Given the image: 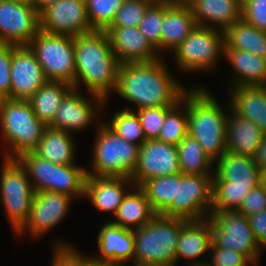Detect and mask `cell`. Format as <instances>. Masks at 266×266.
Segmentation results:
<instances>
[{"instance_id": "1", "label": "cell", "mask_w": 266, "mask_h": 266, "mask_svg": "<svg viewBox=\"0 0 266 266\" xmlns=\"http://www.w3.org/2000/svg\"><path fill=\"white\" fill-rule=\"evenodd\" d=\"M168 69L162 57L151 62L120 64L114 92L136 105L135 110L174 107L188 89Z\"/></svg>"}, {"instance_id": "2", "label": "cell", "mask_w": 266, "mask_h": 266, "mask_svg": "<svg viewBox=\"0 0 266 266\" xmlns=\"http://www.w3.org/2000/svg\"><path fill=\"white\" fill-rule=\"evenodd\" d=\"M74 55L76 76L73 88L81 89L83 84L90 95H97L108 101L110 94L115 91L120 67L108 33L93 30L75 36Z\"/></svg>"}, {"instance_id": "3", "label": "cell", "mask_w": 266, "mask_h": 266, "mask_svg": "<svg viewBox=\"0 0 266 266\" xmlns=\"http://www.w3.org/2000/svg\"><path fill=\"white\" fill-rule=\"evenodd\" d=\"M228 114L208 89L198 86L187 90L188 134L214 162L226 152Z\"/></svg>"}, {"instance_id": "4", "label": "cell", "mask_w": 266, "mask_h": 266, "mask_svg": "<svg viewBox=\"0 0 266 266\" xmlns=\"http://www.w3.org/2000/svg\"><path fill=\"white\" fill-rule=\"evenodd\" d=\"M186 221L157 214L148 224L133 230V266H177V241Z\"/></svg>"}, {"instance_id": "5", "label": "cell", "mask_w": 266, "mask_h": 266, "mask_svg": "<svg viewBox=\"0 0 266 266\" xmlns=\"http://www.w3.org/2000/svg\"><path fill=\"white\" fill-rule=\"evenodd\" d=\"M48 126L40 121L28 100L0 99V130L6 143L4 159L33 152Z\"/></svg>"}, {"instance_id": "6", "label": "cell", "mask_w": 266, "mask_h": 266, "mask_svg": "<svg viewBox=\"0 0 266 266\" xmlns=\"http://www.w3.org/2000/svg\"><path fill=\"white\" fill-rule=\"evenodd\" d=\"M96 125L92 167L86 170L87 175L131 178L138 162L140 146L121 138L104 121Z\"/></svg>"}, {"instance_id": "7", "label": "cell", "mask_w": 266, "mask_h": 266, "mask_svg": "<svg viewBox=\"0 0 266 266\" xmlns=\"http://www.w3.org/2000/svg\"><path fill=\"white\" fill-rule=\"evenodd\" d=\"M224 32L213 27L196 25L190 34L172 52L180 71L195 72L216 69L224 56ZM203 70V71H202Z\"/></svg>"}, {"instance_id": "8", "label": "cell", "mask_w": 266, "mask_h": 266, "mask_svg": "<svg viewBox=\"0 0 266 266\" xmlns=\"http://www.w3.org/2000/svg\"><path fill=\"white\" fill-rule=\"evenodd\" d=\"M27 46L35 54L48 81H62L74 85V37L40 30Z\"/></svg>"}, {"instance_id": "9", "label": "cell", "mask_w": 266, "mask_h": 266, "mask_svg": "<svg viewBox=\"0 0 266 266\" xmlns=\"http://www.w3.org/2000/svg\"><path fill=\"white\" fill-rule=\"evenodd\" d=\"M2 165L0 202L16 235L29 219L35 191L25 168L17 159L3 158Z\"/></svg>"}, {"instance_id": "10", "label": "cell", "mask_w": 266, "mask_h": 266, "mask_svg": "<svg viewBox=\"0 0 266 266\" xmlns=\"http://www.w3.org/2000/svg\"><path fill=\"white\" fill-rule=\"evenodd\" d=\"M209 218L212 242L216 246L233 249L245 255L254 266L258 265L262 250L245 215L238 210L217 209L209 214Z\"/></svg>"}, {"instance_id": "11", "label": "cell", "mask_w": 266, "mask_h": 266, "mask_svg": "<svg viewBox=\"0 0 266 266\" xmlns=\"http://www.w3.org/2000/svg\"><path fill=\"white\" fill-rule=\"evenodd\" d=\"M213 174H177L176 200L161 214L185 220H203L212 207Z\"/></svg>"}, {"instance_id": "12", "label": "cell", "mask_w": 266, "mask_h": 266, "mask_svg": "<svg viewBox=\"0 0 266 266\" xmlns=\"http://www.w3.org/2000/svg\"><path fill=\"white\" fill-rule=\"evenodd\" d=\"M40 30V13L29 1L0 0V44L27 46Z\"/></svg>"}, {"instance_id": "13", "label": "cell", "mask_w": 266, "mask_h": 266, "mask_svg": "<svg viewBox=\"0 0 266 266\" xmlns=\"http://www.w3.org/2000/svg\"><path fill=\"white\" fill-rule=\"evenodd\" d=\"M89 99L80 94L79 89L72 88L61 101L49 127L72 134L89 127L90 123L102 122L97 113H100L99 109L102 107L105 109L107 101L97 95H92V100Z\"/></svg>"}, {"instance_id": "14", "label": "cell", "mask_w": 266, "mask_h": 266, "mask_svg": "<svg viewBox=\"0 0 266 266\" xmlns=\"http://www.w3.org/2000/svg\"><path fill=\"white\" fill-rule=\"evenodd\" d=\"M181 173L177 146L158 139L146 140L139 150L138 162L132 174L134 186L157 177Z\"/></svg>"}, {"instance_id": "15", "label": "cell", "mask_w": 266, "mask_h": 266, "mask_svg": "<svg viewBox=\"0 0 266 266\" xmlns=\"http://www.w3.org/2000/svg\"><path fill=\"white\" fill-rule=\"evenodd\" d=\"M72 198L63 193L51 191L35 192L29 219L16 233L17 236L27 233L34 239L41 238L64 219L70 210Z\"/></svg>"}, {"instance_id": "16", "label": "cell", "mask_w": 266, "mask_h": 266, "mask_svg": "<svg viewBox=\"0 0 266 266\" xmlns=\"http://www.w3.org/2000/svg\"><path fill=\"white\" fill-rule=\"evenodd\" d=\"M40 28L51 34L78 36L90 33L85 0H58L40 13Z\"/></svg>"}, {"instance_id": "17", "label": "cell", "mask_w": 266, "mask_h": 266, "mask_svg": "<svg viewBox=\"0 0 266 266\" xmlns=\"http://www.w3.org/2000/svg\"><path fill=\"white\" fill-rule=\"evenodd\" d=\"M10 78L11 100H29L48 81L28 46H17L13 50Z\"/></svg>"}, {"instance_id": "18", "label": "cell", "mask_w": 266, "mask_h": 266, "mask_svg": "<svg viewBox=\"0 0 266 266\" xmlns=\"http://www.w3.org/2000/svg\"><path fill=\"white\" fill-rule=\"evenodd\" d=\"M97 246L99 254L90 256L92 263L128 266L127 261H131L133 266L135 252L133 230L107 222L98 232Z\"/></svg>"}, {"instance_id": "19", "label": "cell", "mask_w": 266, "mask_h": 266, "mask_svg": "<svg viewBox=\"0 0 266 266\" xmlns=\"http://www.w3.org/2000/svg\"><path fill=\"white\" fill-rule=\"evenodd\" d=\"M105 31L120 64L151 62L162 57L137 27H108Z\"/></svg>"}, {"instance_id": "20", "label": "cell", "mask_w": 266, "mask_h": 266, "mask_svg": "<svg viewBox=\"0 0 266 266\" xmlns=\"http://www.w3.org/2000/svg\"><path fill=\"white\" fill-rule=\"evenodd\" d=\"M134 183L128 177H95L86 176L84 197L100 212L116 214L119 205L128 192L126 187Z\"/></svg>"}, {"instance_id": "21", "label": "cell", "mask_w": 266, "mask_h": 266, "mask_svg": "<svg viewBox=\"0 0 266 266\" xmlns=\"http://www.w3.org/2000/svg\"><path fill=\"white\" fill-rule=\"evenodd\" d=\"M212 180H224L228 187L255 188L259 185L260 171L254 157L225 152L214 162Z\"/></svg>"}, {"instance_id": "22", "label": "cell", "mask_w": 266, "mask_h": 266, "mask_svg": "<svg viewBox=\"0 0 266 266\" xmlns=\"http://www.w3.org/2000/svg\"><path fill=\"white\" fill-rule=\"evenodd\" d=\"M212 243V229L210 218L203 220H187L181 228L177 241L176 259L183 257L188 264H197L207 261L199 256L210 251Z\"/></svg>"}, {"instance_id": "23", "label": "cell", "mask_w": 266, "mask_h": 266, "mask_svg": "<svg viewBox=\"0 0 266 266\" xmlns=\"http://www.w3.org/2000/svg\"><path fill=\"white\" fill-rule=\"evenodd\" d=\"M190 10L196 25L219 26L218 29L222 31L242 19V4L239 0H196Z\"/></svg>"}, {"instance_id": "24", "label": "cell", "mask_w": 266, "mask_h": 266, "mask_svg": "<svg viewBox=\"0 0 266 266\" xmlns=\"http://www.w3.org/2000/svg\"><path fill=\"white\" fill-rule=\"evenodd\" d=\"M230 90L231 110L254 122L266 134V86H238Z\"/></svg>"}, {"instance_id": "25", "label": "cell", "mask_w": 266, "mask_h": 266, "mask_svg": "<svg viewBox=\"0 0 266 266\" xmlns=\"http://www.w3.org/2000/svg\"><path fill=\"white\" fill-rule=\"evenodd\" d=\"M226 123V151L254 157L264 137L262 130L252 121L236 115L230 108Z\"/></svg>"}, {"instance_id": "26", "label": "cell", "mask_w": 266, "mask_h": 266, "mask_svg": "<svg viewBox=\"0 0 266 266\" xmlns=\"http://www.w3.org/2000/svg\"><path fill=\"white\" fill-rule=\"evenodd\" d=\"M224 57L234 69V77L230 79L231 87L266 86L265 58L233 48H224Z\"/></svg>"}, {"instance_id": "27", "label": "cell", "mask_w": 266, "mask_h": 266, "mask_svg": "<svg viewBox=\"0 0 266 266\" xmlns=\"http://www.w3.org/2000/svg\"><path fill=\"white\" fill-rule=\"evenodd\" d=\"M130 190L132 192H130ZM124 196L119 205L114 225L125 229L135 230L148 224L157 214L152 209L145 192L139 186H133Z\"/></svg>"}, {"instance_id": "28", "label": "cell", "mask_w": 266, "mask_h": 266, "mask_svg": "<svg viewBox=\"0 0 266 266\" xmlns=\"http://www.w3.org/2000/svg\"><path fill=\"white\" fill-rule=\"evenodd\" d=\"M190 7L172 6L164 2L161 27V52L173 51L195 28Z\"/></svg>"}, {"instance_id": "29", "label": "cell", "mask_w": 266, "mask_h": 266, "mask_svg": "<svg viewBox=\"0 0 266 266\" xmlns=\"http://www.w3.org/2000/svg\"><path fill=\"white\" fill-rule=\"evenodd\" d=\"M71 133L47 127L33 153L54 164H74L75 143Z\"/></svg>"}, {"instance_id": "30", "label": "cell", "mask_w": 266, "mask_h": 266, "mask_svg": "<svg viewBox=\"0 0 266 266\" xmlns=\"http://www.w3.org/2000/svg\"><path fill=\"white\" fill-rule=\"evenodd\" d=\"M224 48L251 52L266 59V32L261 31L243 19L224 31Z\"/></svg>"}, {"instance_id": "31", "label": "cell", "mask_w": 266, "mask_h": 266, "mask_svg": "<svg viewBox=\"0 0 266 266\" xmlns=\"http://www.w3.org/2000/svg\"><path fill=\"white\" fill-rule=\"evenodd\" d=\"M73 88L62 81H47L28 100L36 117L49 126L64 96Z\"/></svg>"}, {"instance_id": "32", "label": "cell", "mask_w": 266, "mask_h": 266, "mask_svg": "<svg viewBox=\"0 0 266 266\" xmlns=\"http://www.w3.org/2000/svg\"><path fill=\"white\" fill-rule=\"evenodd\" d=\"M179 168L183 174H214V161L198 141L187 134L177 145ZM213 171V172H212Z\"/></svg>"}, {"instance_id": "33", "label": "cell", "mask_w": 266, "mask_h": 266, "mask_svg": "<svg viewBox=\"0 0 266 266\" xmlns=\"http://www.w3.org/2000/svg\"><path fill=\"white\" fill-rule=\"evenodd\" d=\"M156 214H162L176 200L177 174L153 178L139 186Z\"/></svg>"}, {"instance_id": "34", "label": "cell", "mask_w": 266, "mask_h": 266, "mask_svg": "<svg viewBox=\"0 0 266 266\" xmlns=\"http://www.w3.org/2000/svg\"><path fill=\"white\" fill-rule=\"evenodd\" d=\"M86 169L76 163L69 165L54 164L52 192L71 197H84Z\"/></svg>"}, {"instance_id": "35", "label": "cell", "mask_w": 266, "mask_h": 266, "mask_svg": "<svg viewBox=\"0 0 266 266\" xmlns=\"http://www.w3.org/2000/svg\"><path fill=\"white\" fill-rule=\"evenodd\" d=\"M187 134L188 116L186 91L181 98V101L166 113L158 140L177 146Z\"/></svg>"}, {"instance_id": "36", "label": "cell", "mask_w": 266, "mask_h": 266, "mask_svg": "<svg viewBox=\"0 0 266 266\" xmlns=\"http://www.w3.org/2000/svg\"><path fill=\"white\" fill-rule=\"evenodd\" d=\"M25 168L35 192L51 191L54 176V163L36 156L33 152L21 155L17 159Z\"/></svg>"}, {"instance_id": "37", "label": "cell", "mask_w": 266, "mask_h": 266, "mask_svg": "<svg viewBox=\"0 0 266 266\" xmlns=\"http://www.w3.org/2000/svg\"><path fill=\"white\" fill-rule=\"evenodd\" d=\"M105 124L124 140L141 146L146 137L140 119L132 109L119 110L113 113L110 123Z\"/></svg>"}, {"instance_id": "38", "label": "cell", "mask_w": 266, "mask_h": 266, "mask_svg": "<svg viewBox=\"0 0 266 266\" xmlns=\"http://www.w3.org/2000/svg\"><path fill=\"white\" fill-rule=\"evenodd\" d=\"M253 188L228 187L224 180H212V207L210 213L217 209L237 210Z\"/></svg>"}, {"instance_id": "39", "label": "cell", "mask_w": 266, "mask_h": 266, "mask_svg": "<svg viewBox=\"0 0 266 266\" xmlns=\"http://www.w3.org/2000/svg\"><path fill=\"white\" fill-rule=\"evenodd\" d=\"M124 0H85L87 17L93 30L105 31L113 22Z\"/></svg>"}, {"instance_id": "40", "label": "cell", "mask_w": 266, "mask_h": 266, "mask_svg": "<svg viewBox=\"0 0 266 266\" xmlns=\"http://www.w3.org/2000/svg\"><path fill=\"white\" fill-rule=\"evenodd\" d=\"M164 20V2H153L146 10L138 30L161 53V27Z\"/></svg>"}, {"instance_id": "41", "label": "cell", "mask_w": 266, "mask_h": 266, "mask_svg": "<svg viewBox=\"0 0 266 266\" xmlns=\"http://www.w3.org/2000/svg\"><path fill=\"white\" fill-rule=\"evenodd\" d=\"M152 0H124L109 27H138Z\"/></svg>"}, {"instance_id": "42", "label": "cell", "mask_w": 266, "mask_h": 266, "mask_svg": "<svg viewBox=\"0 0 266 266\" xmlns=\"http://www.w3.org/2000/svg\"><path fill=\"white\" fill-rule=\"evenodd\" d=\"M54 244L51 266H89L92 263L90 256L82 254L72 244L66 241Z\"/></svg>"}, {"instance_id": "43", "label": "cell", "mask_w": 266, "mask_h": 266, "mask_svg": "<svg viewBox=\"0 0 266 266\" xmlns=\"http://www.w3.org/2000/svg\"><path fill=\"white\" fill-rule=\"evenodd\" d=\"M172 107H150L135 110L143 128L146 140L158 139L166 113Z\"/></svg>"}, {"instance_id": "44", "label": "cell", "mask_w": 266, "mask_h": 266, "mask_svg": "<svg viewBox=\"0 0 266 266\" xmlns=\"http://www.w3.org/2000/svg\"><path fill=\"white\" fill-rule=\"evenodd\" d=\"M211 259L208 260L213 266H254L243 254L229 248H221L213 242L210 247Z\"/></svg>"}, {"instance_id": "45", "label": "cell", "mask_w": 266, "mask_h": 266, "mask_svg": "<svg viewBox=\"0 0 266 266\" xmlns=\"http://www.w3.org/2000/svg\"><path fill=\"white\" fill-rule=\"evenodd\" d=\"M16 45L0 44V99H10L11 62Z\"/></svg>"}, {"instance_id": "46", "label": "cell", "mask_w": 266, "mask_h": 266, "mask_svg": "<svg viewBox=\"0 0 266 266\" xmlns=\"http://www.w3.org/2000/svg\"><path fill=\"white\" fill-rule=\"evenodd\" d=\"M242 19L266 32V0H248L243 3Z\"/></svg>"}, {"instance_id": "47", "label": "cell", "mask_w": 266, "mask_h": 266, "mask_svg": "<svg viewBox=\"0 0 266 266\" xmlns=\"http://www.w3.org/2000/svg\"><path fill=\"white\" fill-rule=\"evenodd\" d=\"M266 209V192L259 184L253 188L245 197L240 207L237 209L246 217L261 213Z\"/></svg>"}, {"instance_id": "48", "label": "cell", "mask_w": 266, "mask_h": 266, "mask_svg": "<svg viewBox=\"0 0 266 266\" xmlns=\"http://www.w3.org/2000/svg\"><path fill=\"white\" fill-rule=\"evenodd\" d=\"M249 226L260 248L266 247V209L247 217Z\"/></svg>"}, {"instance_id": "49", "label": "cell", "mask_w": 266, "mask_h": 266, "mask_svg": "<svg viewBox=\"0 0 266 266\" xmlns=\"http://www.w3.org/2000/svg\"><path fill=\"white\" fill-rule=\"evenodd\" d=\"M254 161L260 172L266 170V134L264 135L254 156Z\"/></svg>"}, {"instance_id": "50", "label": "cell", "mask_w": 266, "mask_h": 266, "mask_svg": "<svg viewBox=\"0 0 266 266\" xmlns=\"http://www.w3.org/2000/svg\"><path fill=\"white\" fill-rule=\"evenodd\" d=\"M58 0H30L29 2L41 13L48 6L55 4Z\"/></svg>"}, {"instance_id": "51", "label": "cell", "mask_w": 266, "mask_h": 266, "mask_svg": "<svg viewBox=\"0 0 266 266\" xmlns=\"http://www.w3.org/2000/svg\"><path fill=\"white\" fill-rule=\"evenodd\" d=\"M196 0H164L165 3L172 6L191 7Z\"/></svg>"}, {"instance_id": "52", "label": "cell", "mask_w": 266, "mask_h": 266, "mask_svg": "<svg viewBox=\"0 0 266 266\" xmlns=\"http://www.w3.org/2000/svg\"><path fill=\"white\" fill-rule=\"evenodd\" d=\"M259 184L263 187V189L266 192V170L260 172V180H259Z\"/></svg>"}, {"instance_id": "53", "label": "cell", "mask_w": 266, "mask_h": 266, "mask_svg": "<svg viewBox=\"0 0 266 266\" xmlns=\"http://www.w3.org/2000/svg\"><path fill=\"white\" fill-rule=\"evenodd\" d=\"M188 266H213V265L207 259V261L200 262V263H197V264L188 265Z\"/></svg>"}, {"instance_id": "54", "label": "cell", "mask_w": 266, "mask_h": 266, "mask_svg": "<svg viewBox=\"0 0 266 266\" xmlns=\"http://www.w3.org/2000/svg\"><path fill=\"white\" fill-rule=\"evenodd\" d=\"M89 266H116V265H107V264H95V263H91Z\"/></svg>"}, {"instance_id": "55", "label": "cell", "mask_w": 266, "mask_h": 266, "mask_svg": "<svg viewBox=\"0 0 266 266\" xmlns=\"http://www.w3.org/2000/svg\"><path fill=\"white\" fill-rule=\"evenodd\" d=\"M153 2H164V0H152Z\"/></svg>"}, {"instance_id": "56", "label": "cell", "mask_w": 266, "mask_h": 266, "mask_svg": "<svg viewBox=\"0 0 266 266\" xmlns=\"http://www.w3.org/2000/svg\"><path fill=\"white\" fill-rule=\"evenodd\" d=\"M241 4L245 3L248 0H239Z\"/></svg>"}]
</instances>
